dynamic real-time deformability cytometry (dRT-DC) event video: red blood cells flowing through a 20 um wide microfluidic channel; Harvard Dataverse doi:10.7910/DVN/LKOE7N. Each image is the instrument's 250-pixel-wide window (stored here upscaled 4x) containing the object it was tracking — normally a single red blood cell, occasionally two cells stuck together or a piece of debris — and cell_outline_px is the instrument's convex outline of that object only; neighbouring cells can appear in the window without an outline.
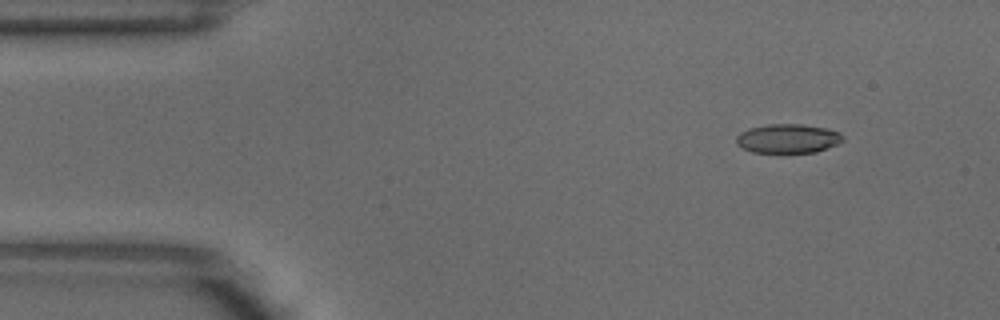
{"species": "common noctule bat (a hibernating species)", "species_latin": "Nyctalus noctula", "temperature_condition": "warm", "stored_images_in_passage": 3, "camera_frame_rate_fps": 3000, "um_per_image_px": 0.085, "animal": {"sex": "male", "body_mass_g": 18.8}, "frame": {"image": 1, "passage_image": 1, "time_ms": 0.0, "image_size_px": [1000, 320], "cell_outline_px": [[844, 140], [836, 144], [816, 152], [752, 152], [736, 144], [736, 136], [740, 132], [748, 128], [768, 124], [804, 124], [824, 128], [840, 132], [844, 136]], "centroid_in_image_um": [66.96, 11.76], "position_along_channel_um": 18.0, "area_um2": 18.03}}
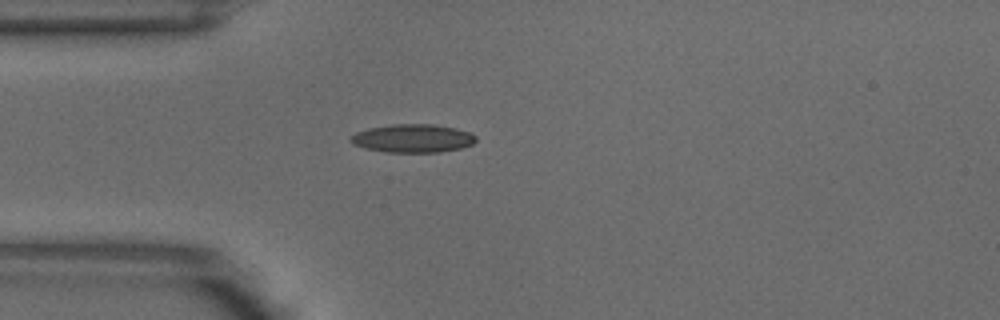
{"frame": {"image": 2, "passage_image": 3, "time_ms": 0.667, "image_size_px": [1000, 320], "cell_outline_px": [[476, 140], [472, 144], [460, 148], [440, 152], [384, 152], [352, 144], [348, 140], [356, 132], [368, 128], [392, 124], [432, 124], [456, 128], [468, 132], [476, 136]], "centroid_in_image_um": [35.07, 11.75], "position_along_channel_um": 49.9, "area_um2": 20.58}}